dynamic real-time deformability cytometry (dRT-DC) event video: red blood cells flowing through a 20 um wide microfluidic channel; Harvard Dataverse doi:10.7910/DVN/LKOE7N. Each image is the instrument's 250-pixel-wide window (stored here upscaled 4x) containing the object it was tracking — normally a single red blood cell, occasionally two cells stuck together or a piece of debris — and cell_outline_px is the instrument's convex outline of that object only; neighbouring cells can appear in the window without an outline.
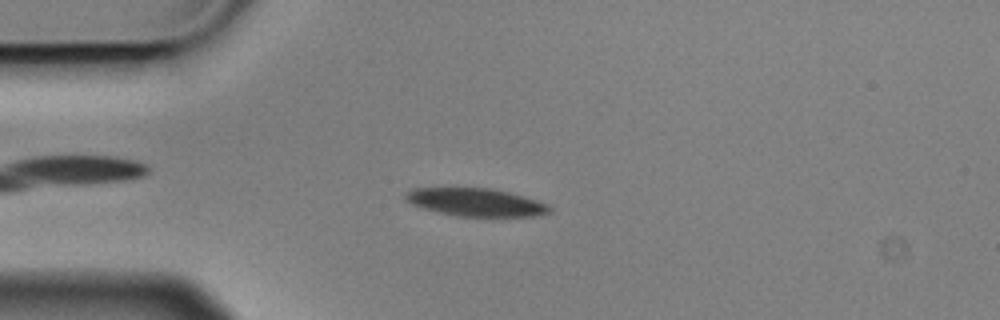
{"species": "Egyptian fruit bat (a non-hibernating species)", "species_latin": "Rousettus aegyptiacus", "temperature_condition": "cold", "stored_images_in_passage": 8, "camera_frame_rate_fps": 3000, "um_per_image_px": 0.085, "animal": {"sex": "male"}, "frame": {"image": 1, "passage_image": 3, "time_ms": 0.667, "image_size_px": [1000, 320], "cell_outline_px": [[552, 208], [548, 212], [536, 216], [456, 216], [424, 208], [412, 204], [404, 200], [404, 196], [408, 192], [416, 188], [492, 188], [508, 192], [536, 200], [548, 204]], "centroid_in_image_um": [40.44, 17.19], "position_along_channel_um": 44.6, "area_um2": 23.12}}
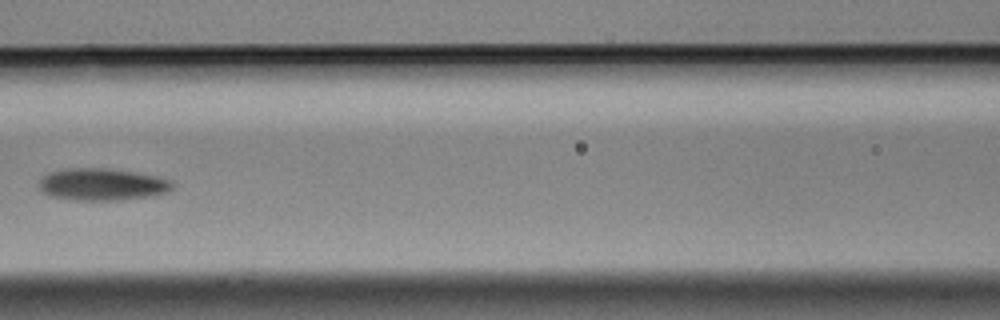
{"frame": {"image": 2, "passage_image": 6, "time_ms": 1.667, "image_size_px": [1000, 320], "cell_outline_px": [[172, 188], [168, 192], [152, 196], [116, 200], [76, 200], [48, 196], [40, 188], [40, 180], [48, 172], [68, 168], [108, 168], [136, 172], [156, 176], [172, 180]], "centroid_in_image_um": [8.69, 15.67], "position_along_channel_um": 157.9, "area_um2": 24.97}}
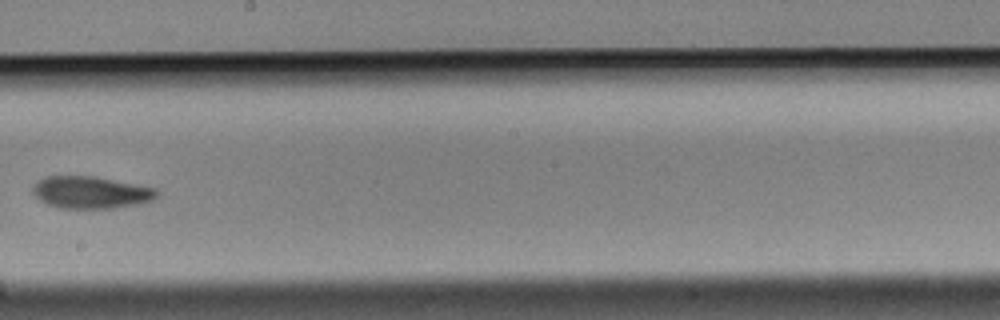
{"frame": {"image": 3, "passage_image": 8, "time_ms": 2.333, "image_size_px": [1000, 320], "cell_outline_px": [[160, 192], [152, 200], [140, 204], [116, 208], [60, 208], [48, 204], [40, 200], [32, 192], [32, 188], [40, 180], [48, 176], [96, 176], [156, 188]], "centroid_in_image_um": [7.77, 16.35], "position_along_channel_um": 240.4, "area_um2": 23.24}}